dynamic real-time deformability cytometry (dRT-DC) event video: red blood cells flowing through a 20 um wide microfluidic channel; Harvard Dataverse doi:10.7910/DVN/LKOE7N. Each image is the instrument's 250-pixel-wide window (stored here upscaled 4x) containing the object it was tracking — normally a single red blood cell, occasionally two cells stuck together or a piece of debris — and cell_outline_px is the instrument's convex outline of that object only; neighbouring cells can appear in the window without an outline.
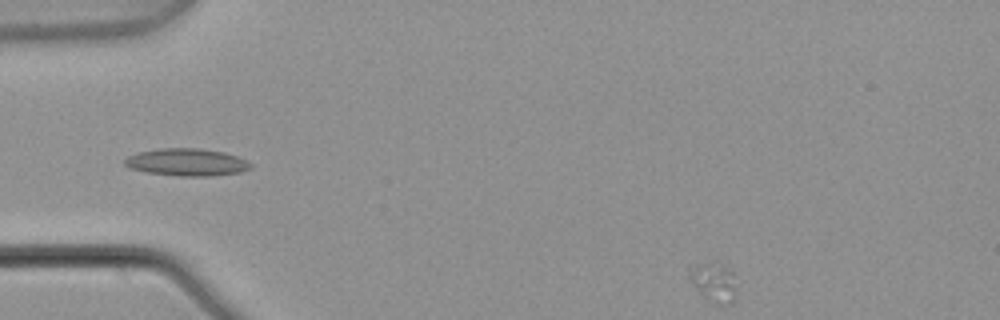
{"species": "common noctule bat (a hibernating species)", "species_latin": "Nyctalus noctula", "temperature_condition": "warm", "stored_images_in_passage": 3, "camera_frame_rate_fps": 3000, "um_per_image_px": 0.085, "animal": {"sex": "male", "body_mass_g": 21.5, "forearm_length_mm": 52.0}, "frame": {"image": 1, "passage_image": 3, "time_ms": 0.667, "image_size_px": [1000, 320], "cell_outline_px": [[736, 292], [732, 304], [720, 304], [704, 296], [696, 288], [688, 276], [688, 268], [696, 264], [720, 264], [732, 268], [736, 288]], "centroid_in_image_um": [60.7, 23.97], "position_along_channel_um": 24.3, "area_um2": 10.58}}